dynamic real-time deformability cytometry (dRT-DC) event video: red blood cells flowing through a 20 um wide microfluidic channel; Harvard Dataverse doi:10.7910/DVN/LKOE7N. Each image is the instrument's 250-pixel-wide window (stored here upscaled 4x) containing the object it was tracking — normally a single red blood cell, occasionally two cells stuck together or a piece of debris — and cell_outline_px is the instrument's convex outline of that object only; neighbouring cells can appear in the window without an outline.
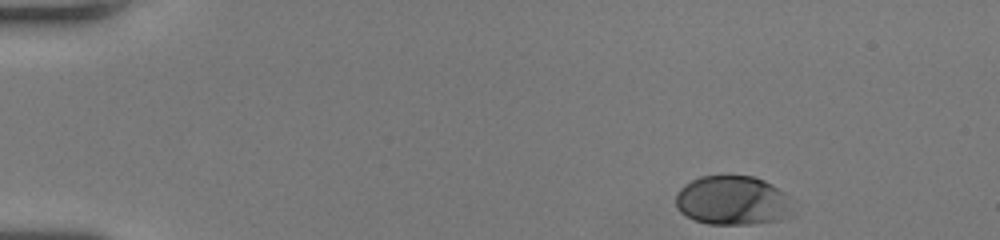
{"species": "human", "species_latin": "Homo sapiens", "temperature_condition": "room temperature", "stored_images_in_passage": 46, "camera_frame_rate_fps": 3000, "um_per_image_px": 0.085, "donor": {"sex": "female"}, "frame": {"image": 1, "passage_image": 1, "time_ms": 0.0, "image_size_px": [1000, 240], "cell_outline_px": [[796, 216], [780, 220], [752, 224], [708, 224], [696, 220], [680, 212], [676, 208], [676, 192], [684, 184], [700, 176], [728, 172], [752, 176], [764, 180], [772, 184], [784, 192], [788, 196]], "centroid_in_image_um": [62.3, 17.01], "position_along_channel_um": 22.7, "area_um2": 34.8}}
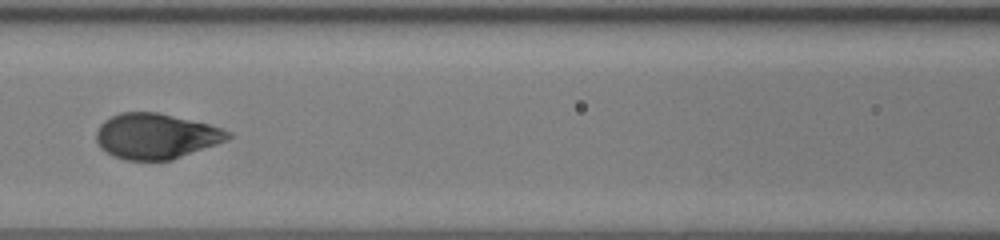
{"frame": {"image": 2, "passage_image": 19, "time_ms": 6.0, "image_size_px": [1000, 240], "cell_outline_px": [[232, 136], [216, 144], [172, 160], [128, 160], [112, 156], [104, 152], [100, 148], [96, 140], [96, 132], [100, 124], [104, 120], [120, 112], [156, 112], [208, 124], [232, 132]], "centroid_in_image_um": [13.2, 11.58], "position_along_channel_um": 153.4, "area_um2": 34.74}}
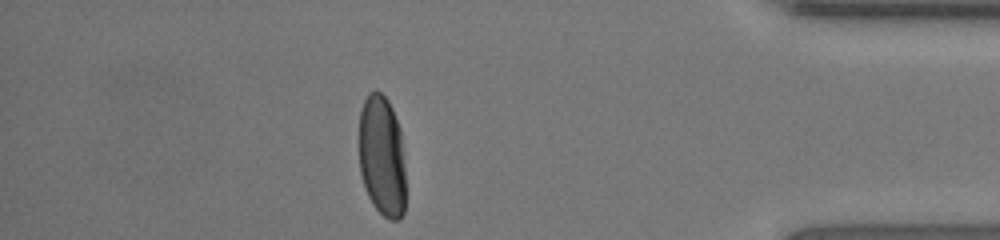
{"frame": {"image": 3, "passage_image": 40, "time_ms": 13.0, "image_size_px": [1000, 240], "cell_outline_px": [[404, 212], [400, 220], [388, 220], [372, 204], [364, 188], [360, 172], [360, 112], [364, 100], [368, 92], [376, 88], [388, 100], [392, 108], [400, 128], [404, 164]], "centroid_in_image_um": [32.46, 13.26], "position_along_channel_um": 402.7, "area_um2": 33.12}, "authors_computed_cell_mechanics": {"area_um2": 34.68, "velocity_mm_per_s": 4.056, "shape_relaxation_time_tau1_ms": 2.7927, "shape_relaxation_time_tau2_ms": null, "deformation_change_tau1": 0.1785, "deformation_change_tau2": null}}